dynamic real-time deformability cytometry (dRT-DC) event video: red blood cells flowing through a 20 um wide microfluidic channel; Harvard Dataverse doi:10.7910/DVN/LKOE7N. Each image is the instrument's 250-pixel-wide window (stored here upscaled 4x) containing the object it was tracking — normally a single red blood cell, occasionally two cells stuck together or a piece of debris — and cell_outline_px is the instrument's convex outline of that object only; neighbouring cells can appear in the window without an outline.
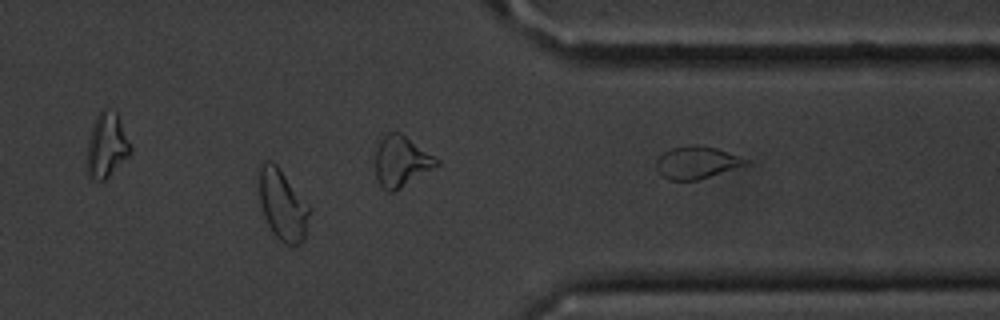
{"species": "common noctule bat (a hibernating species)", "species_latin": "Nyctalus noctula", "temperature_condition": "cold", "stored_images_in_passage": 12, "camera_frame_rate_fps": 3000, "um_per_image_px": 0.085, "animal": {"sex": "male", "body_mass_g": 20.1, "forearm_length_mm": 53.5}, "frame": {"image": 1, "passage_image": 9, "time_ms": 9.333, "image_size_px": [1000, 320], "cell_outline_px": [[312, 208], [304, 240], [300, 244], [288, 244], [280, 240], [272, 232], [264, 216], [260, 204], [256, 172], [260, 164], [264, 160], [268, 160], [276, 164]], "centroid_in_image_um": [24.0, 17.37], "position_along_channel_um": 387.4, "area_um2": 21.27}, "authors_computed_cell_mechanics": {"area_um2": 19.363, "velocity_mm_per_s": 3.6491, "shape_relaxation_time_tau1_ms": 3.7833, "shape_relaxation_time_tau2_ms": 1.2329, "deformation_change_tau1": 0.0702, "deformation_change_tau2": 0.034}}